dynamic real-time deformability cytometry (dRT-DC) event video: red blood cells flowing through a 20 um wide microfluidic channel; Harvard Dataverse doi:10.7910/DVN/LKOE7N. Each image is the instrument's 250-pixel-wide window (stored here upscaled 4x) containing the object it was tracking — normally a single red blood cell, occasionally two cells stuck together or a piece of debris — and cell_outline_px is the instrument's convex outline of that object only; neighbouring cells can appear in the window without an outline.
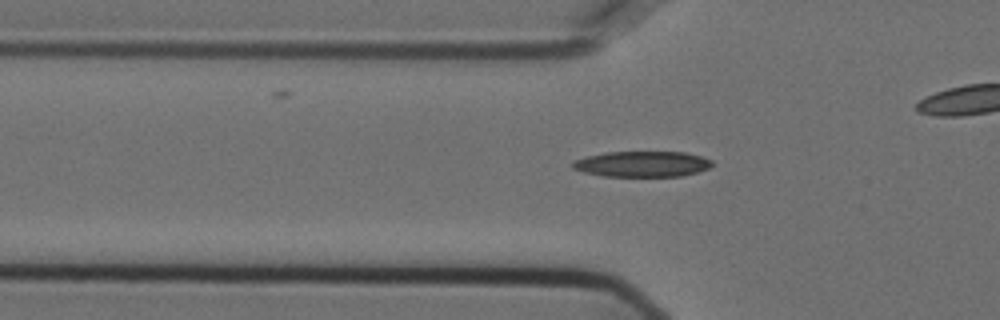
{"species": "Egyptian fruit bat (a non-hibernating species)", "species_latin": "Rousettus aegyptiacus", "temperature_condition": "cold", "stored_images_in_passage": 30, "camera_frame_rate_fps": 3000, "um_per_image_px": 0.085, "animal": {"sex": "female"}, "frame": {"image": 1, "passage_image": 9, "time_ms": 2.667, "image_size_px": [1000, 320], "cell_outline_px": [[712, 164], [708, 168], [696, 172], [680, 176], [604, 176], [584, 172], [572, 168], [572, 164], [576, 160], [588, 156], [604, 152], [684, 152], [700, 156], [712, 160]], "centroid_in_image_um": [54.58, 13.94], "position_along_channel_um": 71.2, "area_um2": 20.63}}
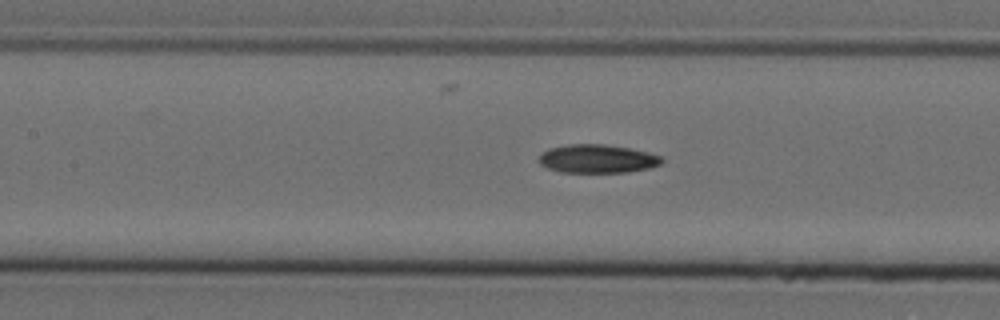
{"frame": {"image": 2, "passage_image": 16, "time_ms": 5.0, "image_size_px": [1000, 320], "cell_outline_px": [[664, 160], [660, 164], [648, 168], [628, 172], [560, 172], [548, 168], [540, 164], [536, 160], [548, 148], [568, 144], [604, 144], [628, 148], [648, 152], [660, 156]], "centroid_in_image_um": [50.74, 13.49], "position_along_channel_um": 156.7, "area_um2": 20.35}}
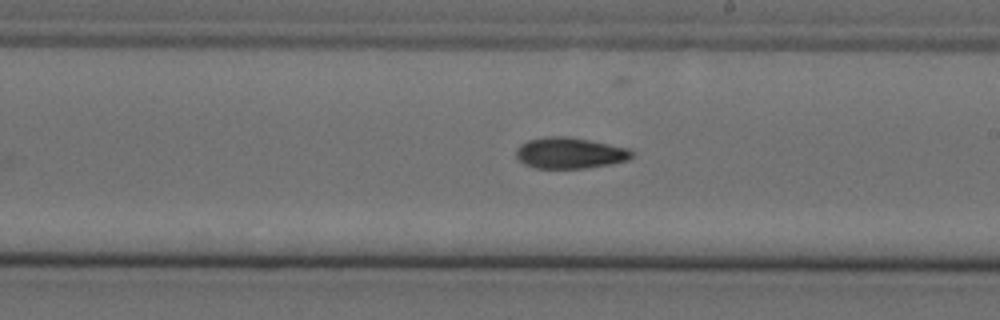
{"frame": {"image": 3, "passage_image": 23, "time_ms": 7.333, "image_size_px": [1000, 320], "cell_outline_px": [[632, 156], [628, 160], [612, 164], [584, 168], [532, 168], [524, 164], [516, 156], [516, 148], [520, 144], [528, 140], [544, 136], [568, 136], [632, 148]], "centroid_in_image_um": [48.44, 13.0], "position_along_channel_um": 240.6, "area_um2": 21.21}, "authors_computed_cell_mechanics": {"area_um2": 20.6057, "velocity_mm_per_s": 3.6214, "shape_relaxation_time_tau1_ms": null, "shape_relaxation_time_tau2_ms": 2.1961, "deformation_change_tau1": null, "deformation_change_tau2": 0.0508}}